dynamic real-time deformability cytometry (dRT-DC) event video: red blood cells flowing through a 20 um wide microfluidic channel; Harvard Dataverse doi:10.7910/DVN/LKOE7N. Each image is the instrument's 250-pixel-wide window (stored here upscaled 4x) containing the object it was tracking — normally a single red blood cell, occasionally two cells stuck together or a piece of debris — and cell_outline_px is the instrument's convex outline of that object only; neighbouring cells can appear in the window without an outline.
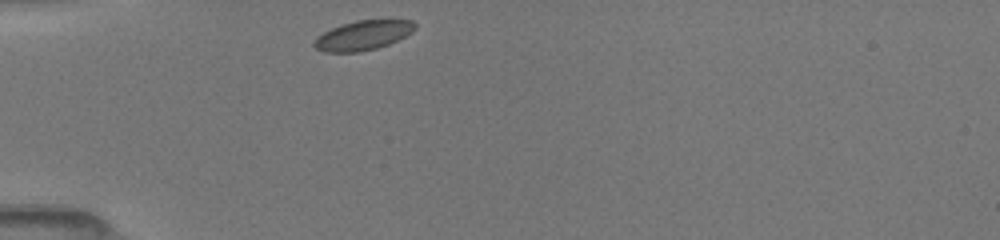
{"species": "common noctule bat (a hibernating species)", "species_latin": "Nyctalus noctula", "temperature_condition": "room temperature", "stored_images_in_passage": 37, "camera_frame_rate_fps": 3000, "um_per_image_px": 0.085, "animal": {"sex": "female", "body_mass_g": 19.5, "forearm_length_mm": 54.1}, "frame": {"image": 1, "passage_image": 1, "time_ms": 0.0, "image_size_px": [1000, 240], "cell_outline_px": [[412, 28], [408, 32], [384, 44], [372, 48], [348, 52], [336, 52], [320, 48], [316, 44], [316, 40], [320, 36], [336, 28], [348, 24], [364, 20], [408, 20], [412, 24]], "centroid_in_image_um": [30.86, 2.99], "position_along_channel_um": 54.1, "area_um2": 15.14}}
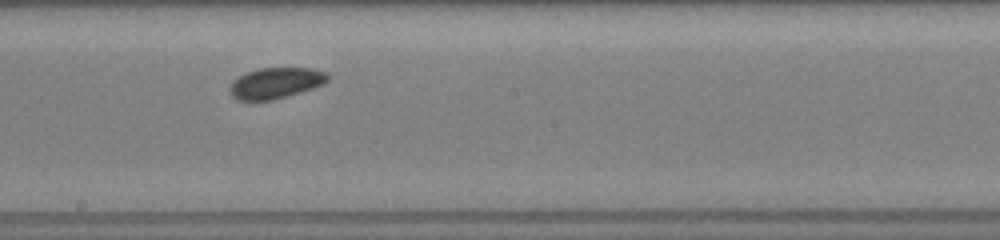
{"frame": {"image": 2, "passage_image": 15, "time_ms": 4.667, "image_size_px": [1000, 240], "cell_outline_px": [[324, 80], [316, 84], [280, 96], [264, 100], [244, 100], [236, 96], [232, 92], [232, 88], [236, 80], [252, 72], [272, 68], [296, 68], [316, 72], [324, 76]], "centroid_in_image_um": [23.3, 7.06], "position_along_channel_um": 224.9, "area_um2": 14.8}}
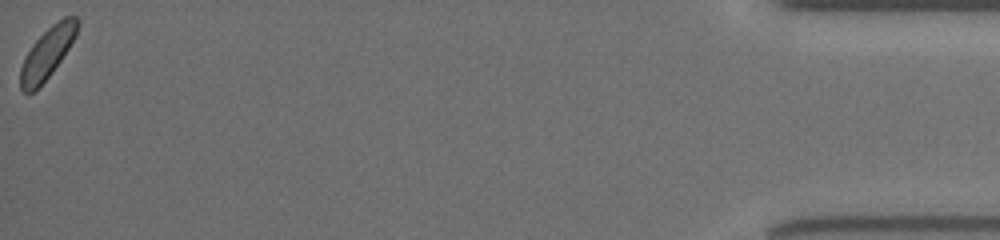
{"frame": {"image": 3, "passage_image": 37, "time_ms": 12.0, "image_size_px": [1000, 240], "cell_outline_px": [[76, 32], [72, 40], [48, 76], [32, 92], [24, 92], [20, 88], [20, 72], [24, 60], [28, 52], [40, 36], [44, 32], [60, 20], [68, 16], [76, 16]], "centroid_in_image_um": [3.96, 4.54], "position_along_channel_um": 431.2, "area_um2": 15.43}, "authors_computed_cell_mechanics": {"area_um2": 14.9124, "velocity_mm_per_s": 3.9962, "shape_relaxation_time_tau1_ms": null, "shape_relaxation_time_tau2_ms": 9.2716, "deformation_change_tau1": null, "deformation_change_tau2": 0.1347}}